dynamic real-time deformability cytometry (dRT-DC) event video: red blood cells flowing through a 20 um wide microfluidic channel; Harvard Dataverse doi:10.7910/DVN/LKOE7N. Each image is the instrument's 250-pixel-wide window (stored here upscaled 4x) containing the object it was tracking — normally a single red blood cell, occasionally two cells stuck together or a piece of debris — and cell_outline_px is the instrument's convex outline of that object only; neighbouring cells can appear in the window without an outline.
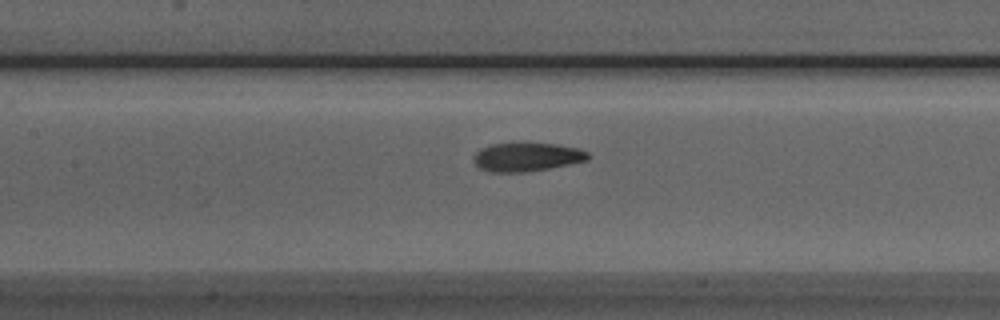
{"species": "Egyptian fruit bat (a non-hibernating species)", "species_latin": "Rousettus aegyptiacus", "temperature_condition": "room temperature", "stored_images_in_passage": 7, "camera_frame_rate_fps": 3000, "um_per_image_px": 0.085, "animal": {"sex": "male"}, "frame": {"image": 1, "passage_image": 7, "time_ms": 7.0, "image_size_px": [1000, 320], "cell_outline_px": [[592, 156], [588, 160], [548, 168], [524, 172], [492, 172], [480, 168], [472, 160], [472, 156], [480, 148], [492, 144], [556, 144], [580, 148], [588, 152]], "centroid_in_image_um": [44.78, 13.35], "position_along_channel_um": 162.6, "area_um2": 18.96}}